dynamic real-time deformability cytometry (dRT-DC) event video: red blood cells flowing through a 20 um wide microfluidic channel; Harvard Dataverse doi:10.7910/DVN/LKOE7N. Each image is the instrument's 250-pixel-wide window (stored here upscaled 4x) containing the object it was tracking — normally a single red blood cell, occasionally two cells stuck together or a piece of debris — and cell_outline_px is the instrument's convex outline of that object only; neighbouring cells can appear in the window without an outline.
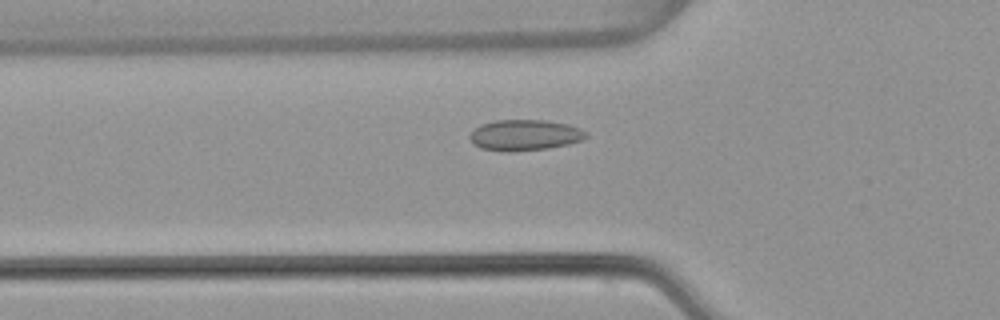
{"species": "common noctule bat (a hibernating species)", "species_latin": "Nyctalus noctula", "temperature_condition": "warm", "stored_images_in_passage": 40, "camera_frame_rate_fps": 3000, "um_per_image_px": 0.085, "animal": {"sex": "female", "body_mass_g": 22.7, "forearm_length_mm": 54.2}, "frame": {"image": 1, "passage_image": 5, "time_ms": 1.333, "image_size_px": [1000, 320], "cell_outline_px": [[588, 136], [580, 140], [568, 144], [548, 148], [516, 152], [504, 152], [480, 148], [472, 144], [468, 136], [472, 128], [480, 124], [496, 120], [544, 120], [568, 124], [580, 128], [588, 132]], "centroid_in_image_um": [44.54, 11.49], "position_along_channel_um": 81.3, "area_um2": 21.33}}
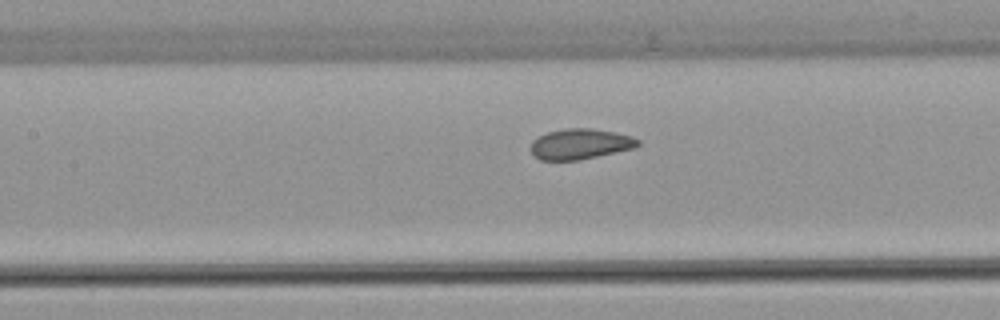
{"frame": {"image": 2, "passage_image": 11, "time_ms": 3.333, "image_size_px": [1000, 320], "cell_outline_px": [[640, 144], [632, 148], [580, 160], [540, 160], [528, 148], [532, 140], [548, 132], [564, 128], [592, 128], [632, 136], [640, 140]], "centroid_in_image_um": [49.28, 12.24], "position_along_channel_um": 158.1, "area_um2": 18.96}}
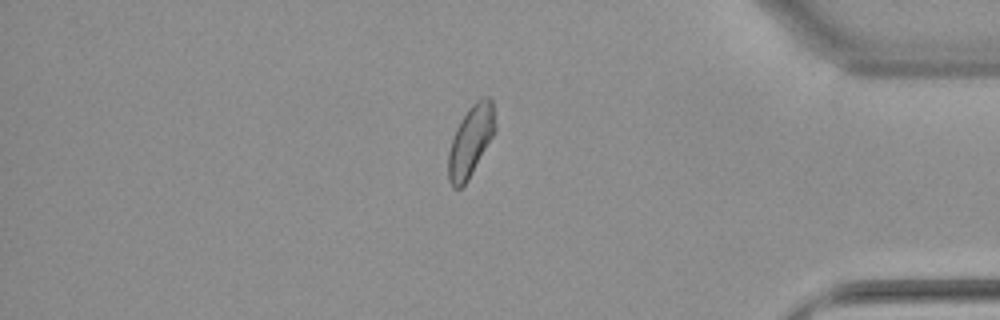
{"frame": {"image": 3, "passage_image": 32, "time_ms": 10.333, "image_size_px": [1000, 320], "cell_outline_px": [[496, 128], [492, 136], [468, 180], [460, 188], [452, 188], [448, 180], [448, 152], [456, 128], [460, 120], [468, 108], [480, 96], [488, 96], [492, 100]], "centroid_in_image_um": [39.99, 11.96], "position_along_channel_um": 395.2, "area_um2": 19.25}, "authors_computed_cell_mechanics": {"area_um2": 19.1318, "velocity_mm_per_s": 3.8198, "shape_relaxation_time_tau1_ms": null, "shape_relaxation_time_tau2_ms": 1.8552, "deformation_change_tau1": null, "deformation_change_tau2": 0.0545}}